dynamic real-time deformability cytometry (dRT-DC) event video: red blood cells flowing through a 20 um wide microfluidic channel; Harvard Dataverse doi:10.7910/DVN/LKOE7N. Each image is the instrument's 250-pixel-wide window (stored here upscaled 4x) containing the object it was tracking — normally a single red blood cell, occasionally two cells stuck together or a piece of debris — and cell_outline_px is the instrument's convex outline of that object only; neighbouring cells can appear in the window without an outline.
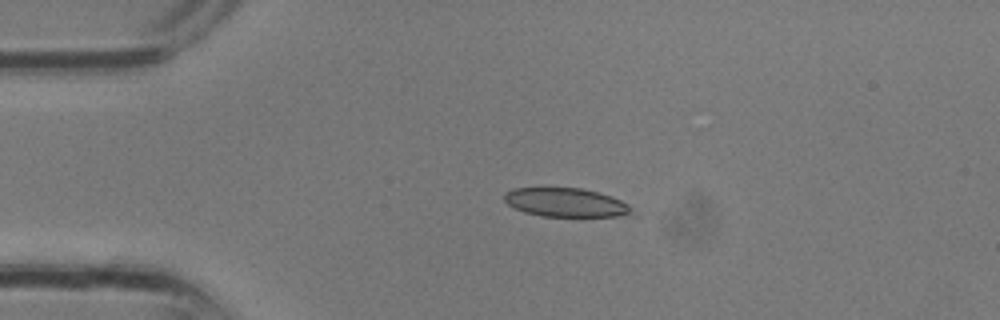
{"species": "common noctule bat (a hibernating species)", "species_latin": "Nyctalus noctula", "temperature_condition": "room temperature", "stored_images_in_passage": 4, "camera_frame_rate_fps": 3000, "um_per_image_px": 0.085, "animal": {"sex": "male", "body_mass_g": 13.3}, "frame": {"image": 1, "passage_image": 3, "time_ms": 0.667, "image_size_px": [1000, 320], "cell_outline_px": [[632, 212], [620, 216], [540, 216], [524, 212], [508, 204], [504, 200], [504, 192], [512, 188], [580, 188], [596, 192], [620, 200], [628, 204], [632, 208]], "centroid_in_image_um": [48.03, 17.21], "position_along_channel_um": 37.0, "area_um2": 21.1}}